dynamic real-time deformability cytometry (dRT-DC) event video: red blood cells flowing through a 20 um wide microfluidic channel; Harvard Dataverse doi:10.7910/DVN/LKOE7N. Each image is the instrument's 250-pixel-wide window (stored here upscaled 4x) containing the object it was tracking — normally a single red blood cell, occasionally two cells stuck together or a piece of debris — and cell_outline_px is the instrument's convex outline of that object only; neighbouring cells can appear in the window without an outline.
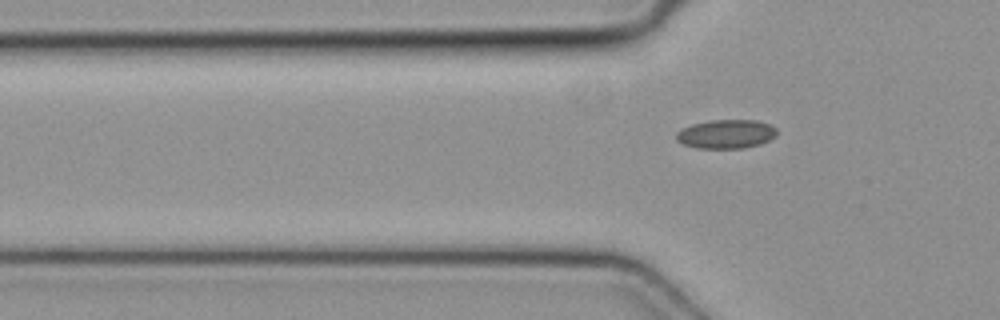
{"species": "common noctule bat (a hibernating species)", "species_latin": "Nyctalus noctula", "temperature_condition": "cold", "stored_images_in_passage": 6, "camera_frame_rate_fps": 3000, "um_per_image_px": 0.085, "animal": {"sex": "female", "body_mass_g": 19.3, "forearm_length_mm": 54.1}, "frame": {"image": 1, "passage_image": 3, "time_ms": 0.667, "image_size_px": [1000, 320], "cell_outline_px": [[776, 136], [760, 144], [744, 148], [696, 148], [684, 144], [676, 140], [676, 132], [680, 128], [692, 124], [708, 120], [756, 120], [768, 124], [776, 128]], "centroid_in_image_um": [61.68, 11.39], "position_along_channel_um": 64.1, "area_um2": 16.99}}
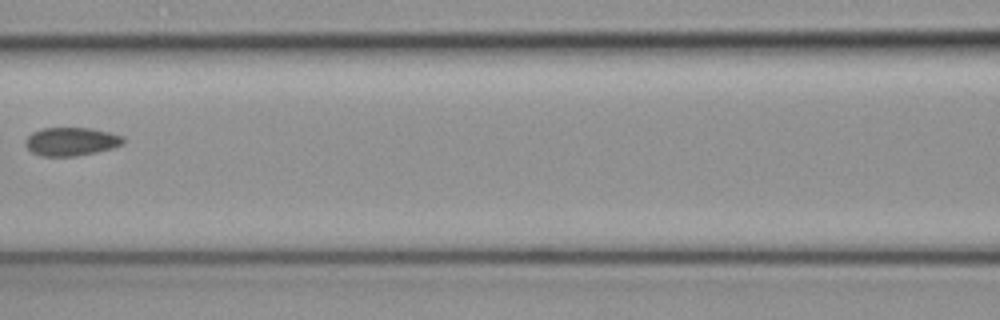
{"frame": {"image": 2, "passage_image": 5, "time_ms": 1.333, "image_size_px": [1000, 320], "cell_outline_px": [[124, 144], [112, 148], [96, 152], [76, 156], [40, 156], [32, 152], [24, 144], [24, 140], [32, 132], [40, 128], [92, 128], [112, 132], [124, 136]], "centroid_in_image_um": [6.06, 12.02], "position_along_channel_um": 160.5, "area_um2": 16.42}}
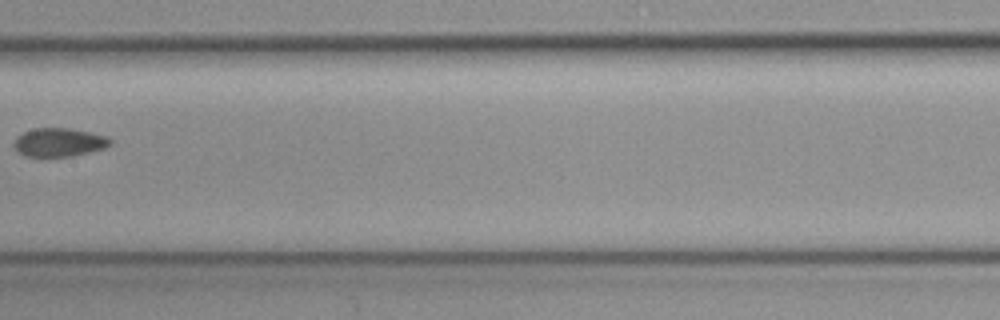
{"frame": {"image": 3, "passage_image": 6, "time_ms": 1.667, "image_size_px": [1000, 320], "cell_outline_px": [[112, 144], [104, 148], [72, 156], [24, 156], [12, 144], [16, 136], [32, 128], [68, 128], [108, 136], [112, 140]], "centroid_in_image_um": [5.01, 12.08], "position_along_channel_um": 202.4, "area_um2": 15.95}}